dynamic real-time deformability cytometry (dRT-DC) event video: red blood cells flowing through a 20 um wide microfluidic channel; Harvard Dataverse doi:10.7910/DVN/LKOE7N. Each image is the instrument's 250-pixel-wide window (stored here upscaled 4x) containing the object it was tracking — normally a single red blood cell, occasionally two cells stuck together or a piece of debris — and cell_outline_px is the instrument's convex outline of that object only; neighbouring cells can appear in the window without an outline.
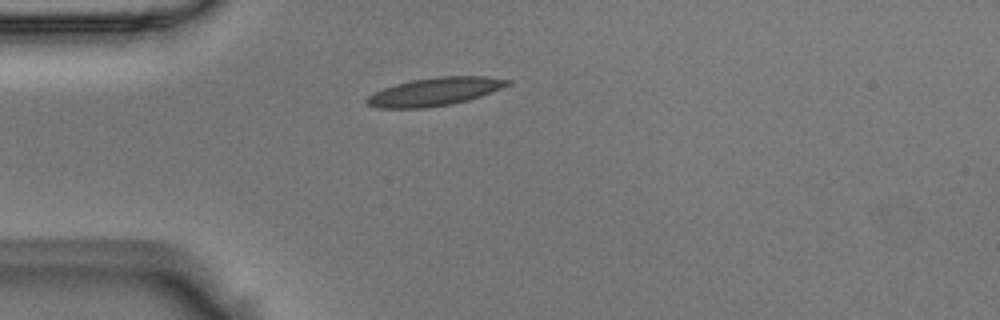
{"species": "Egyptian fruit bat (a non-hibernating species)", "species_latin": "Rousettus aegyptiacus", "temperature_condition": "room temperature", "stored_images_in_passage": 41, "camera_frame_rate_fps": 3000, "um_per_image_px": 0.085, "animal": {"sex": "male"}, "frame": {"image": 1, "passage_image": 1, "time_ms": 0.0, "image_size_px": [1000, 320], "cell_outline_px": [[512, 84], [492, 92], [468, 100], [452, 104], [424, 108], [376, 108], [368, 104], [364, 100], [368, 96], [384, 88], [396, 84], [412, 80], [440, 76], [484, 76], [512, 80]], "centroid_in_image_um": [36.99, 7.79], "position_along_channel_um": 48.0, "area_um2": 23.0}}
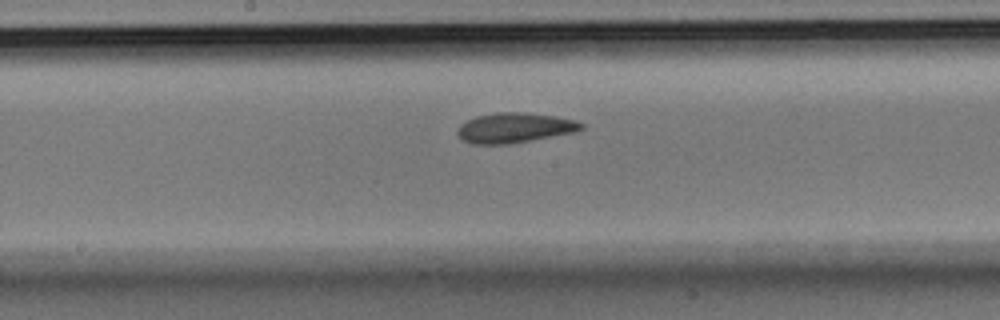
{"frame": {"image": 2, "passage_image": 15, "time_ms": 4.667, "image_size_px": [1000, 320], "cell_outline_px": [[584, 128], [572, 132], [508, 144], [472, 144], [464, 140], [456, 132], [460, 124], [476, 116], [496, 112], [524, 112], [556, 116], [572, 120], [584, 124]], "centroid_in_image_um": [43.7, 10.85], "position_along_channel_um": 204.5, "area_um2": 21.33}}
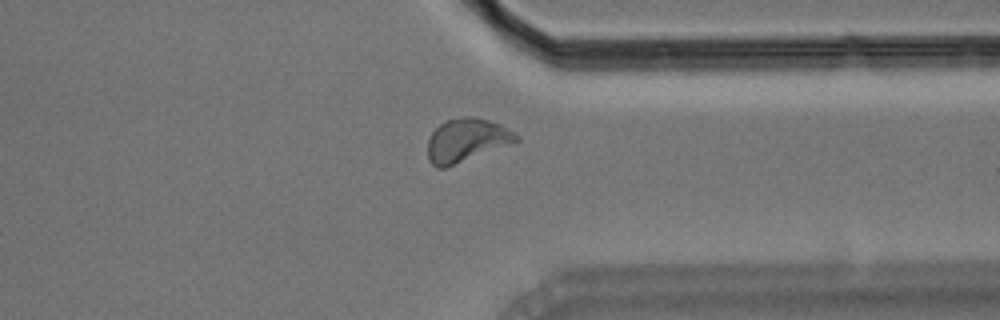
{"frame": {"image": 3, "passage_image": 29, "time_ms": 9.333, "image_size_px": [1000, 320], "cell_outline_px": [[520, 140], [516, 144], [444, 168], [436, 168], [428, 160], [428, 140], [432, 132], [444, 120], [464, 116], [472, 116], [488, 120], [500, 124], [508, 128], [520, 136]], "centroid_in_image_um": [39.71, 11.92], "position_along_channel_um": 371.7, "area_um2": 22.89}, "authors_computed_cell_mechanics": {"area_um2": 21.3282, "velocity_mm_per_s": 3.629, "shape_relaxation_time_tau1_ms": 6.3732, "shape_relaxation_time_tau2_ms": 2.4817, "deformation_change_tau1": 0.1758, "deformation_change_tau2": 0.0864}}